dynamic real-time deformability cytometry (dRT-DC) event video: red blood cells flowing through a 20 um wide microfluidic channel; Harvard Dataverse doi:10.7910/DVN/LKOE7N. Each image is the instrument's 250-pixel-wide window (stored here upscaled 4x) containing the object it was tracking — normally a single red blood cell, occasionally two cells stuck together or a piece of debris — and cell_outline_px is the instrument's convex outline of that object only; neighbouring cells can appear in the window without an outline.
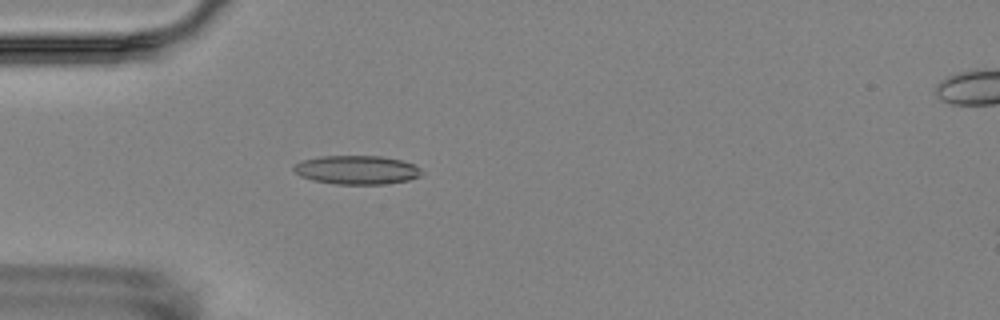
{"species": "Egyptian fruit bat (a non-hibernating species)", "species_latin": "Rousettus aegyptiacus", "temperature_condition": "room temperature", "stored_images_in_passage": 2, "camera_frame_rate_fps": 3000, "um_per_image_px": 0.085, "animal": {"sex": "female"}, "frame": {"image": 1, "passage_image": 2, "time_ms": 1.333, "image_size_px": [1000, 320], "cell_outline_px": [[424, 172], [420, 176], [408, 180], [384, 184], [336, 184], [312, 180], [300, 176], [292, 168], [296, 164], [304, 160], [320, 156], [384, 156], [400, 160], [412, 164], [420, 168]], "centroid_in_image_um": [30.34, 14.44], "position_along_channel_um": 54.7, "area_um2": 21.39}}